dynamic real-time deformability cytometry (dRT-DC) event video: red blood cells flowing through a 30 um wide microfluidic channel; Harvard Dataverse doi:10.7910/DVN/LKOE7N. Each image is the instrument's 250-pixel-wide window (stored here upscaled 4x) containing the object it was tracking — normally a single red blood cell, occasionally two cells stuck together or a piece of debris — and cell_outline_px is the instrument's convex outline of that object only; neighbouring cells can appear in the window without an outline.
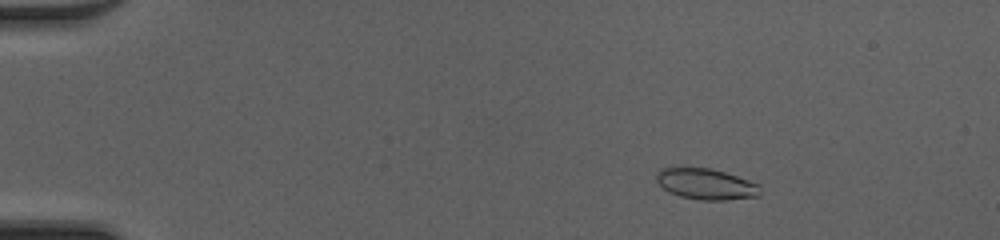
{"species": "common noctule bat (a hibernating species)", "species_latin": "Nyctalus noctula", "temperature_condition": "cold", "stored_images_in_passage": 50, "camera_frame_rate_fps": 3000, "um_per_image_px": 0.085, "animal": {"sex": "female", "body_mass_g": 20.0, "forearm_length_mm": 54.0}, "frame": {"image": 1, "passage_image": 8, "time_ms": 2.333, "image_size_px": [1000, 240], "cell_outline_px": [[760, 196], [724, 200], [700, 200], [680, 196], [668, 192], [656, 180], [656, 172], [660, 168], [708, 168], [724, 172], [760, 184]], "centroid_in_image_um": [60.01, 15.65], "position_along_channel_um": 25.0, "area_um2": 18.61}}
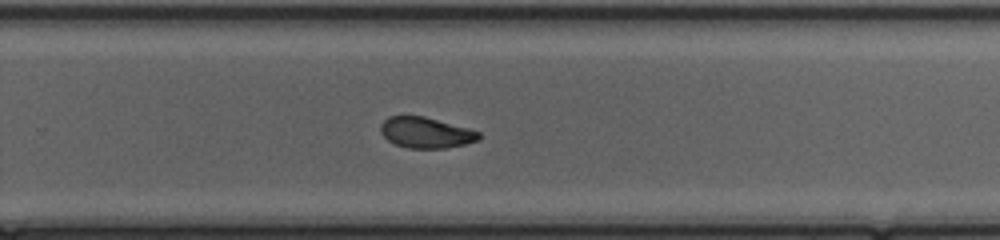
{"frame": {"image": 2, "passage_image": 34, "time_ms": 11.0, "image_size_px": [1000, 240], "cell_outline_px": [[480, 140], [464, 144], [444, 148], [408, 148], [396, 144], [388, 140], [380, 132], [380, 124], [388, 116], [424, 116], [468, 128], [480, 132]], "centroid_in_image_um": [36.19, 11.27], "position_along_channel_um": 293.6, "area_um2": 17.57}}
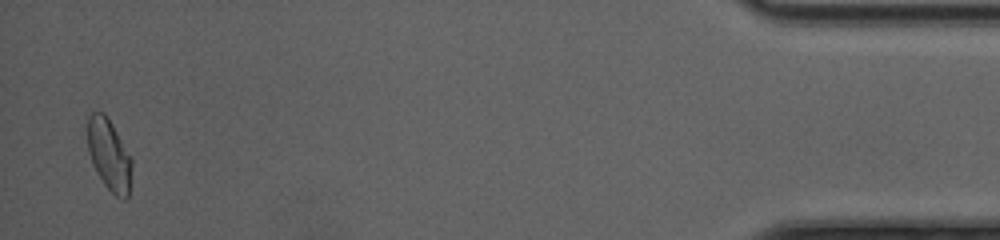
{"frame": {"image": 3, "passage_image": 49, "time_ms": 16.0, "image_size_px": [1000, 240], "cell_outline_px": [[132, 168], [128, 196], [124, 200], [120, 200], [104, 184], [92, 164], [88, 152], [88, 116], [92, 112], [104, 112], [112, 124], [132, 160]], "centroid_in_image_um": [9.27, 13.18], "position_along_channel_um": 425.9, "area_um2": 18.26}, "authors_computed_cell_mechanics": {"area_um2": 18.5249, "velocity_mm_per_s": 4.2252, "shape_relaxation_time_tau1_ms": 5.3794, "shape_relaxation_time_tau2_ms": 1.5931, "deformation_change_tau1": 0.1373, "deformation_change_tau2": 0.059}}